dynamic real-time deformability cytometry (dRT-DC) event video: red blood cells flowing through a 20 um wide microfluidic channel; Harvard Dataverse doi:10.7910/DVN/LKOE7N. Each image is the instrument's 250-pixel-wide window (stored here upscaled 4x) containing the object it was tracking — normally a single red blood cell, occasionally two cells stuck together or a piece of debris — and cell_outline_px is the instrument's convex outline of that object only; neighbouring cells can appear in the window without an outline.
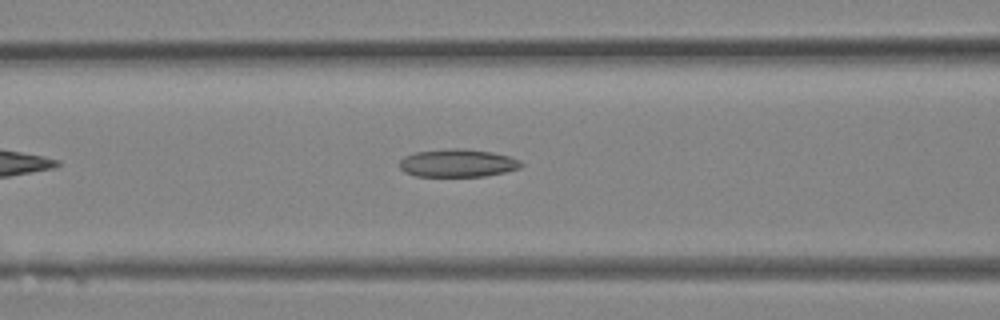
{"species": "Egyptian fruit bat (a non-hibernating species)", "species_latin": "Rousettus aegyptiacus", "temperature_condition": "room temperature", "stored_images_in_passage": 25, "camera_frame_rate_fps": 3000, "um_per_image_px": 0.085, "animal": {"sex": "female"}, "frame": {"image": 1, "passage_image": 6, "time_ms": 1.667, "image_size_px": [1000, 320], "cell_outline_px": [[524, 164], [520, 168], [504, 172], [484, 176], [416, 176], [404, 172], [400, 168], [400, 160], [404, 156], [416, 152], [448, 148], [460, 148], [492, 152], [508, 156], [520, 160]], "centroid_in_image_um": [38.89, 13.86], "position_along_channel_um": 127.7, "area_um2": 19.77}}
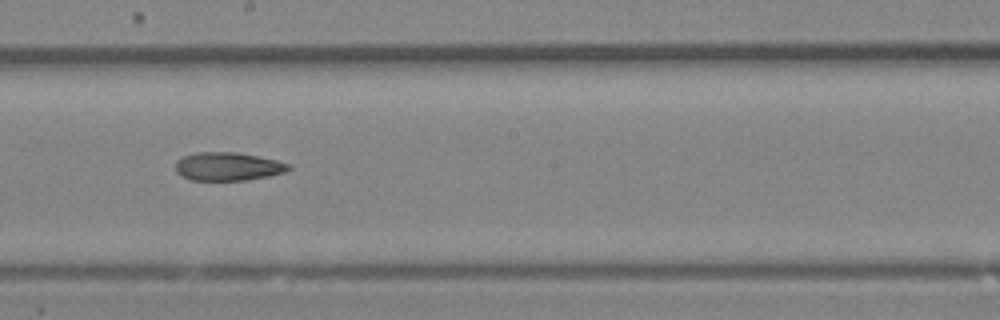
{"frame": {"image": 2, "passage_image": 11, "time_ms": 3.333, "image_size_px": [1000, 320], "cell_outline_px": [[292, 168], [284, 172], [268, 176], [248, 180], [192, 180], [180, 176], [176, 172], [176, 160], [184, 156], [196, 152], [236, 152], [276, 160], [288, 164]], "centroid_in_image_um": [19.33, 14.15], "position_along_channel_um": 228.9, "area_um2": 18.61}}
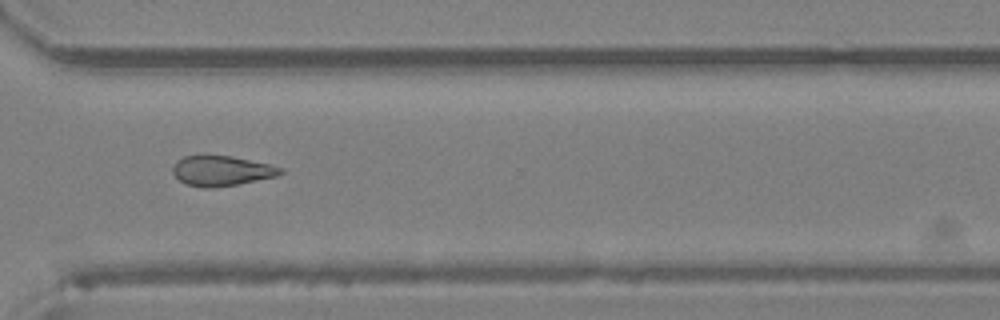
{"frame": {"image": 3, "passage_image": 17, "time_ms": 5.333, "image_size_px": [1000, 320], "cell_outline_px": [[284, 172], [276, 176], [236, 184], [212, 188], [204, 188], [184, 184], [172, 172], [172, 168], [176, 160], [184, 156], [228, 156], [268, 164], [284, 168]], "centroid_in_image_um": [18.79, 14.53], "position_along_channel_um": 351.8, "area_um2": 18.61}}